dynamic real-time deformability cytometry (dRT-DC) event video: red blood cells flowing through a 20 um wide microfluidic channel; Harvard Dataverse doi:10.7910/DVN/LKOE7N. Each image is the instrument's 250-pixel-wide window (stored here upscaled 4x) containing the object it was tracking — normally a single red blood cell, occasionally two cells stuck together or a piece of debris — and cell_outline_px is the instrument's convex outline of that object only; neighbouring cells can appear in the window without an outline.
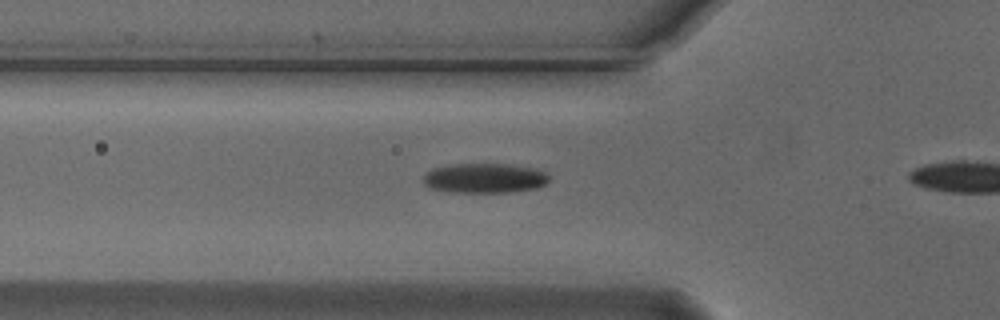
{"species": "Egyptian fruit bat (a non-hibernating species)", "species_latin": "Rousettus aegyptiacus", "temperature_condition": "cold", "stored_images_in_passage": 22, "camera_frame_rate_fps": 3000, "um_per_image_px": 0.085, "animal": {"sex": "male"}, "frame": {"image": 1, "passage_image": 10, "time_ms": 3.0, "image_size_px": [1000, 320], "cell_outline_px": [[548, 184], [536, 188], [512, 192], [448, 192], [428, 188], [424, 184], [424, 176], [432, 168], [448, 164], [512, 164], [536, 168], [548, 172]], "centroid_in_image_um": [41.22, 15.14], "position_along_channel_um": 84.6, "area_um2": 22.2}}
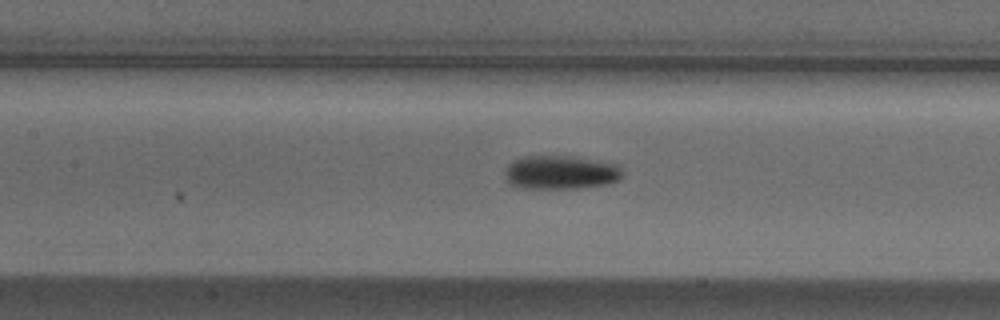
{"frame": {"image": 2, "passage_image": 16, "time_ms": 5.0, "image_size_px": [1000, 320], "cell_outline_px": [[624, 176], [620, 180], [608, 184], [576, 188], [520, 188], [508, 184], [504, 176], [504, 168], [512, 160], [520, 156], [572, 156], [620, 164], [624, 172]], "centroid_in_image_um": [47.65, 14.65], "position_along_channel_um": 159.7, "area_um2": 23.76}}
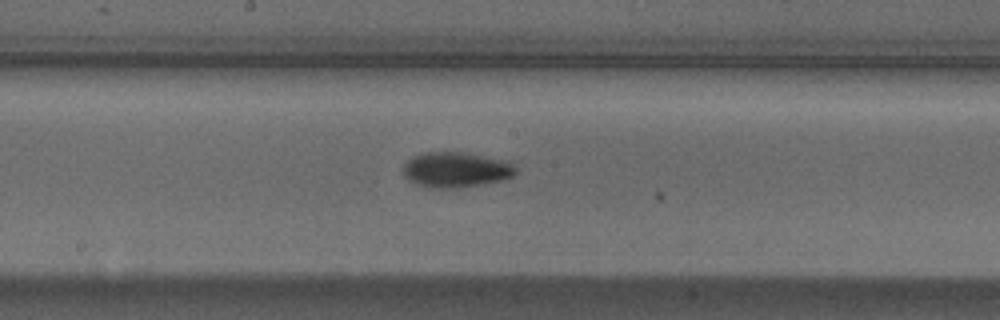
{"frame": {"image": 3, "passage_image": 20, "time_ms": 6.333, "image_size_px": [1000, 320], "cell_outline_px": [[516, 172], [512, 176], [504, 180], [484, 184], [452, 188], [428, 188], [416, 184], [408, 180], [404, 176], [404, 164], [412, 156], [424, 152], [460, 152], [508, 160], [516, 168]], "centroid_in_image_um": [38.75, 14.43], "position_along_channel_um": 209.4, "area_um2": 23.29}}